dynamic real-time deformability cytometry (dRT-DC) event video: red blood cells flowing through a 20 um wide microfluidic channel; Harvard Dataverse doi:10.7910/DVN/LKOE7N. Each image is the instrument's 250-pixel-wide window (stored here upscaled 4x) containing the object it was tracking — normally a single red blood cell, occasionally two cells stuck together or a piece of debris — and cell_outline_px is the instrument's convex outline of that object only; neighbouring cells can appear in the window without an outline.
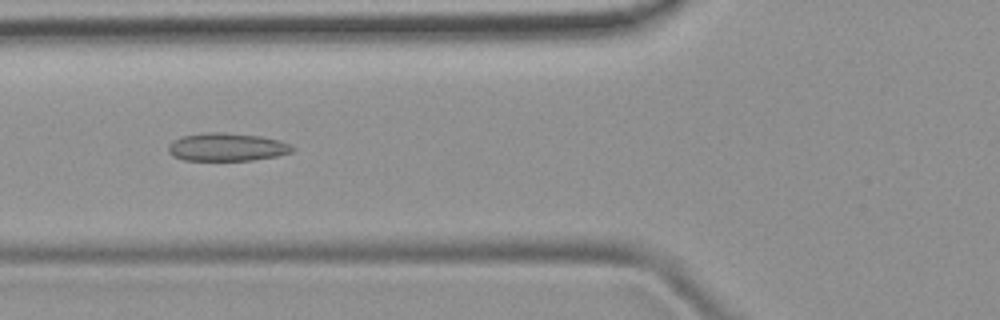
{"species": "common noctule bat (a hibernating species)", "species_latin": "Nyctalus noctula", "temperature_condition": "room temperature", "stored_images_in_passage": 28, "camera_frame_rate_fps": 3000, "um_per_image_px": 0.085, "animal": {"sex": "female", "body_mass_g": 19.9}, "frame": {"image": 1, "passage_image": 13, "time_ms": 4.0, "image_size_px": [1000, 320], "cell_outline_px": [[296, 148], [292, 152], [276, 156], [252, 160], [184, 160], [172, 156], [168, 152], [168, 144], [172, 140], [180, 136], [204, 132], [224, 132], [260, 136], [280, 140]], "centroid_in_image_um": [19.24, 12.49], "position_along_channel_um": 106.6, "area_um2": 20.46}}
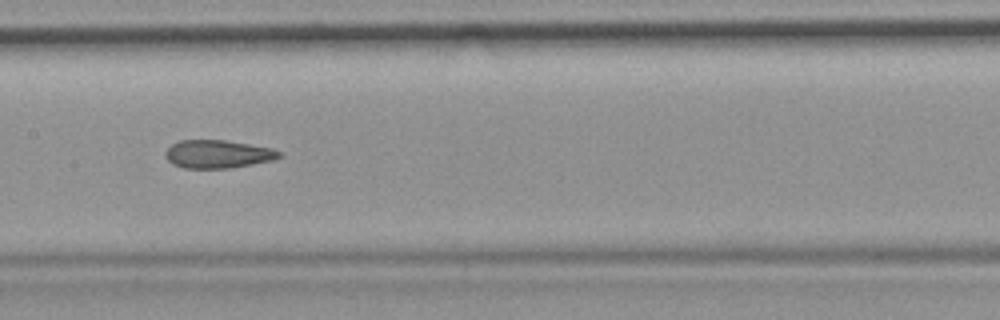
{"frame": {"image": 2, "passage_image": 19, "time_ms": 6.0, "image_size_px": [1000, 320], "cell_outline_px": [[280, 156], [272, 160], [252, 164], [228, 168], [184, 168], [172, 164], [164, 156], [164, 152], [172, 144], [180, 140], [224, 140], [272, 148], [280, 152]], "centroid_in_image_um": [18.46, 13.1], "position_along_channel_um": 188.9, "area_um2": 18.5}}
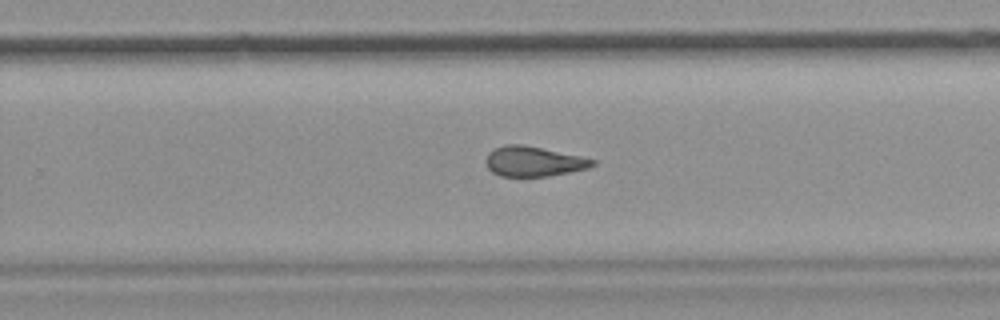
{"frame": {"image": 3, "passage_image": 26, "time_ms": 8.333, "image_size_px": [1000, 320], "cell_outline_px": [[596, 164], [588, 168], [548, 176], [500, 176], [492, 172], [488, 168], [488, 152], [504, 144], [520, 144], [584, 156], [596, 160]], "centroid_in_image_um": [45.4, 13.71], "position_along_channel_um": 284.4, "area_um2": 18.5}}